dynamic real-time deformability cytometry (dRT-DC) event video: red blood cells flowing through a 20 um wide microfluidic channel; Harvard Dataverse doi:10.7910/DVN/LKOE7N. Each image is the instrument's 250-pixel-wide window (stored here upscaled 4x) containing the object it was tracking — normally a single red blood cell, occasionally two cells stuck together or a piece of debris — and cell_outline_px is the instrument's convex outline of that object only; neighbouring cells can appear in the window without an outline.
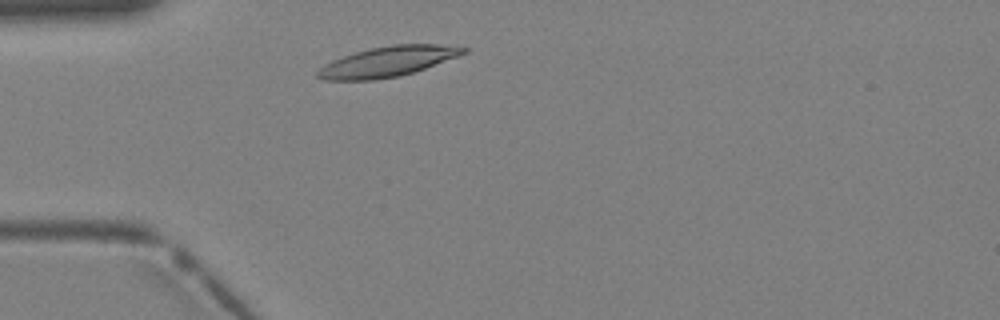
{"species": "Egyptian fruit bat (a non-hibernating species)", "species_latin": "Rousettus aegyptiacus", "temperature_condition": "warm", "stored_images_in_passage": 1, "camera_frame_rate_fps": 3000, "um_per_image_px": 0.085, "animal": {"sex": "female"}, "frame": {"image": 1, "passage_image": 1, "time_ms": 0.0, "image_size_px": [1000, 320], "cell_outline_px": [[468, 52], [424, 68], [400, 76], [376, 80], [324, 80], [316, 76], [316, 72], [324, 64], [332, 60], [368, 48], [392, 44], [460, 44], [468, 48]], "centroid_in_image_um": [32.99, 5.22], "position_along_channel_um": 52.0, "area_um2": 25.84}}